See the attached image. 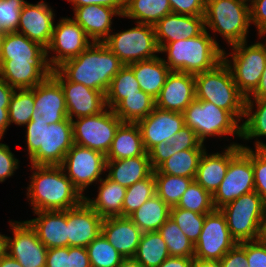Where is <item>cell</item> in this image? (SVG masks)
I'll list each match as a JSON object with an SVG mask.
<instances>
[{"instance_id":"6da1fadb","label":"cell","mask_w":266,"mask_h":267,"mask_svg":"<svg viewBox=\"0 0 266 267\" xmlns=\"http://www.w3.org/2000/svg\"><path fill=\"white\" fill-rule=\"evenodd\" d=\"M123 66L103 42H92L77 57L64 61L56 69L68 81L81 83L106 95L112 79Z\"/></svg>"},{"instance_id":"7a4b0ae2","label":"cell","mask_w":266,"mask_h":267,"mask_svg":"<svg viewBox=\"0 0 266 267\" xmlns=\"http://www.w3.org/2000/svg\"><path fill=\"white\" fill-rule=\"evenodd\" d=\"M27 197L33 212L68 210L78 206L85 196L72 185L61 166L31 165Z\"/></svg>"},{"instance_id":"3957f363","label":"cell","mask_w":266,"mask_h":267,"mask_svg":"<svg viewBox=\"0 0 266 267\" xmlns=\"http://www.w3.org/2000/svg\"><path fill=\"white\" fill-rule=\"evenodd\" d=\"M205 29L196 37L162 45L160 53L167 52V61L171 71L198 74L214 69L223 61V49Z\"/></svg>"},{"instance_id":"277c9868","label":"cell","mask_w":266,"mask_h":267,"mask_svg":"<svg viewBox=\"0 0 266 267\" xmlns=\"http://www.w3.org/2000/svg\"><path fill=\"white\" fill-rule=\"evenodd\" d=\"M26 131V149L31 165L60 166L74 144L73 125L69 118L49 125L29 122Z\"/></svg>"},{"instance_id":"5b68a950","label":"cell","mask_w":266,"mask_h":267,"mask_svg":"<svg viewBox=\"0 0 266 267\" xmlns=\"http://www.w3.org/2000/svg\"><path fill=\"white\" fill-rule=\"evenodd\" d=\"M196 99L229 111L238 121L245 116L246 97L238 90L224 61L214 69L195 74Z\"/></svg>"},{"instance_id":"8992f818","label":"cell","mask_w":266,"mask_h":267,"mask_svg":"<svg viewBox=\"0 0 266 267\" xmlns=\"http://www.w3.org/2000/svg\"><path fill=\"white\" fill-rule=\"evenodd\" d=\"M206 26L221 34L229 46L246 41L250 26V4L240 0H206Z\"/></svg>"},{"instance_id":"52a82bcc","label":"cell","mask_w":266,"mask_h":267,"mask_svg":"<svg viewBox=\"0 0 266 267\" xmlns=\"http://www.w3.org/2000/svg\"><path fill=\"white\" fill-rule=\"evenodd\" d=\"M220 210L225 215L231 237L237 243L260 239L266 219V203L256 191L241 195Z\"/></svg>"},{"instance_id":"ba28073f","label":"cell","mask_w":266,"mask_h":267,"mask_svg":"<svg viewBox=\"0 0 266 267\" xmlns=\"http://www.w3.org/2000/svg\"><path fill=\"white\" fill-rule=\"evenodd\" d=\"M185 126L204 143L206 137L236 135L241 138V124L227 110L213 103L194 99L183 112Z\"/></svg>"},{"instance_id":"9c48e42d","label":"cell","mask_w":266,"mask_h":267,"mask_svg":"<svg viewBox=\"0 0 266 267\" xmlns=\"http://www.w3.org/2000/svg\"><path fill=\"white\" fill-rule=\"evenodd\" d=\"M231 47L232 53L223 50V61L229 67L238 90L248 97L258 86L266 66V42L247 46V41H244Z\"/></svg>"},{"instance_id":"30bf717a","label":"cell","mask_w":266,"mask_h":267,"mask_svg":"<svg viewBox=\"0 0 266 267\" xmlns=\"http://www.w3.org/2000/svg\"><path fill=\"white\" fill-rule=\"evenodd\" d=\"M103 43L124 65L157 57L159 52L155 29L152 25L137 23V26L110 34Z\"/></svg>"},{"instance_id":"8fae6325","label":"cell","mask_w":266,"mask_h":267,"mask_svg":"<svg viewBox=\"0 0 266 267\" xmlns=\"http://www.w3.org/2000/svg\"><path fill=\"white\" fill-rule=\"evenodd\" d=\"M122 123L113 109L108 107L99 114L77 118L76 121L72 120L73 142L107 155Z\"/></svg>"},{"instance_id":"7c38bea8","label":"cell","mask_w":266,"mask_h":267,"mask_svg":"<svg viewBox=\"0 0 266 267\" xmlns=\"http://www.w3.org/2000/svg\"><path fill=\"white\" fill-rule=\"evenodd\" d=\"M242 149L230 160L226 175L213 194L215 209L254 191L252 148L241 144Z\"/></svg>"},{"instance_id":"4fadbf2b","label":"cell","mask_w":266,"mask_h":267,"mask_svg":"<svg viewBox=\"0 0 266 267\" xmlns=\"http://www.w3.org/2000/svg\"><path fill=\"white\" fill-rule=\"evenodd\" d=\"M71 180L72 185L84 196L83 192L106 172V155L102 152L73 144L65 154L60 165Z\"/></svg>"},{"instance_id":"5bb4252c","label":"cell","mask_w":266,"mask_h":267,"mask_svg":"<svg viewBox=\"0 0 266 267\" xmlns=\"http://www.w3.org/2000/svg\"><path fill=\"white\" fill-rule=\"evenodd\" d=\"M237 242L231 237L225 215L220 209L206 214L203 228L194 244V258L220 261Z\"/></svg>"},{"instance_id":"9a60e30c","label":"cell","mask_w":266,"mask_h":267,"mask_svg":"<svg viewBox=\"0 0 266 267\" xmlns=\"http://www.w3.org/2000/svg\"><path fill=\"white\" fill-rule=\"evenodd\" d=\"M92 42L83 28L73 18L60 19L54 25L50 45L46 48L50 67L56 69L64 61L77 57ZM50 50L54 51L56 55L53 54L49 59Z\"/></svg>"},{"instance_id":"2e32d148","label":"cell","mask_w":266,"mask_h":267,"mask_svg":"<svg viewBox=\"0 0 266 267\" xmlns=\"http://www.w3.org/2000/svg\"><path fill=\"white\" fill-rule=\"evenodd\" d=\"M14 237H7V254L22 267H45L48 248L27 221H10Z\"/></svg>"},{"instance_id":"e0dca14e","label":"cell","mask_w":266,"mask_h":267,"mask_svg":"<svg viewBox=\"0 0 266 267\" xmlns=\"http://www.w3.org/2000/svg\"><path fill=\"white\" fill-rule=\"evenodd\" d=\"M51 75L62 87L70 120H74V117L93 116L107 108L104 93L81 83L68 81L57 69H53Z\"/></svg>"},{"instance_id":"ac0fdd59","label":"cell","mask_w":266,"mask_h":267,"mask_svg":"<svg viewBox=\"0 0 266 267\" xmlns=\"http://www.w3.org/2000/svg\"><path fill=\"white\" fill-rule=\"evenodd\" d=\"M34 101L35 111L30 122L49 125L68 118L64 92L52 75L34 87Z\"/></svg>"},{"instance_id":"d6986e66","label":"cell","mask_w":266,"mask_h":267,"mask_svg":"<svg viewBox=\"0 0 266 267\" xmlns=\"http://www.w3.org/2000/svg\"><path fill=\"white\" fill-rule=\"evenodd\" d=\"M143 145L148 152L153 146L169 139L184 126V114L155 107L144 119L137 122Z\"/></svg>"},{"instance_id":"ffe728a7","label":"cell","mask_w":266,"mask_h":267,"mask_svg":"<svg viewBox=\"0 0 266 267\" xmlns=\"http://www.w3.org/2000/svg\"><path fill=\"white\" fill-rule=\"evenodd\" d=\"M53 12L52 8L42 0L37 4L26 2L20 11L17 32L47 48L55 25Z\"/></svg>"},{"instance_id":"44dd1931","label":"cell","mask_w":266,"mask_h":267,"mask_svg":"<svg viewBox=\"0 0 266 267\" xmlns=\"http://www.w3.org/2000/svg\"><path fill=\"white\" fill-rule=\"evenodd\" d=\"M195 98V75L171 71L155 99V107L183 113Z\"/></svg>"},{"instance_id":"7402d4cb","label":"cell","mask_w":266,"mask_h":267,"mask_svg":"<svg viewBox=\"0 0 266 267\" xmlns=\"http://www.w3.org/2000/svg\"><path fill=\"white\" fill-rule=\"evenodd\" d=\"M103 218L83 200L67 210L68 247H87L101 233Z\"/></svg>"},{"instance_id":"603a6c76","label":"cell","mask_w":266,"mask_h":267,"mask_svg":"<svg viewBox=\"0 0 266 267\" xmlns=\"http://www.w3.org/2000/svg\"><path fill=\"white\" fill-rule=\"evenodd\" d=\"M48 61L0 60V78L14 89H32L52 74Z\"/></svg>"},{"instance_id":"cb8c5ba5","label":"cell","mask_w":266,"mask_h":267,"mask_svg":"<svg viewBox=\"0 0 266 267\" xmlns=\"http://www.w3.org/2000/svg\"><path fill=\"white\" fill-rule=\"evenodd\" d=\"M155 35L158 47L167 43L190 39L205 30L204 16H189L169 13L155 25Z\"/></svg>"},{"instance_id":"d4e9b609","label":"cell","mask_w":266,"mask_h":267,"mask_svg":"<svg viewBox=\"0 0 266 267\" xmlns=\"http://www.w3.org/2000/svg\"><path fill=\"white\" fill-rule=\"evenodd\" d=\"M242 149L240 144H230L224 152L201 155L195 181L212 195L223 181L230 160Z\"/></svg>"},{"instance_id":"484cf974","label":"cell","mask_w":266,"mask_h":267,"mask_svg":"<svg viewBox=\"0 0 266 267\" xmlns=\"http://www.w3.org/2000/svg\"><path fill=\"white\" fill-rule=\"evenodd\" d=\"M101 233L124 257H134L142 231L129 217L118 216L102 220Z\"/></svg>"},{"instance_id":"4316f807","label":"cell","mask_w":266,"mask_h":267,"mask_svg":"<svg viewBox=\"0 0 266 267\" xmlns=\"http://www.w3.org/2000/svg\"><path fill=\"white\" fill-rule=\"evenodd\" d=\"M34 214L38 217L26 221L48 249L68 247L67 210L38 211Z\"/></svg>"},{"instance_id":"83f0119b","label":"cell","mask_w":266,"mask_h":267,"mask_svg":"<svg viewBox=\"0 0 266 267\" xmlns=\"http://www.w3.org/2000/svg\"><path fill=\"white\" fill-rule=\"evenodd\" d=\"M122 17L114 8L87 5L74 8V20L93 42H103L112 31V17Z\"/></svg>"},{"instance_id":"f1b7e54d","label":"cell","mask_w":266,"mask_h":267,"mask_svg":"<svg viewBox=\"0 0 266 267\" xmlns=\"http://www.w3.org/2000/svg\"><path fill=\"white\" fill-rule=\"evenodd\" d=\"M48 61L47 50L41 44L18 32L1 34L0 60Z\"/></svg>"},{"instance_id":"f546056e","label":"cell","mask_w":266,"mask_h":267,"mask_svg":"<svg viewBox=\"0 0 266 267\" xmlns=\"http://www.w3.org/2000/svg\"><path fill=\"white\" fill-rule=\"evenodd\" d=\"M106 170L109 179L125 188L147 178L153 172L148 155L121 160H106Z\"/></svg>"},{"instance_id":"4dcf8cb0","label":"cell","mask_w":266,"mask_h":267,"mask_svg":"<svg viewBox=\"0 0 266 267\" xmlns=\"http://www.w3.org/2000/svg\"><path fill=\"white\" fill-rule=\"evenodd\" d=\"M128 66L133 70L141 90L149 94L153 99L159 96L166 78L171 72L163 58L159 56L131 63Z\"/></svg>"},{"instance_id":"1f68e13d","label":"cell","mask_w":266,"mask_h":267,"mask_svg":"<svg viewBox=\"0 0 266 267\" xmlns=\"http://www.w3.org/2000/svg\"><path fill=\"white\" fill-rule=\"evenodd\" d=\"M95 199L88 196L84 200L103 218L122 216L123 202L127 188L112 181L107 176L101 179Z\"/></svg>"},{"instance_id":"d6a6232c","label":"cell","mask_w":266,"mask_h":267,"mask_svg":"<svg viewBox=\"0 0 266 267\" xmlns=\"http://www.w3.org/2000/svg\"><path fill=\"white\" fill-rule=\"evenodd\" d=\"M141 155H148L146 152L141 132L137 123H122L112 141L106 160H121Z\"/></svg>"},{"instance_id":"836d02e7","label":"cell","mask_w":266,"mask_h":267,"mask_svg":"<svg viewBox=\"0 0 266 267\" xmlns=\"http://www.w3.org/2000/svg\"><path fill=\"white\" fill-rule=\"evenodd\" d=\"M169 217L170 207L157 194L129 216L142 232L158 231Z\"/></svg>"},{"instance_id":"e575fe53","label":"cell","mask_w":266,"mask_h":267,"mask_svg":"<svg viewBox=\"0 0 266 267\" xmlns=\"http://www.w3.org/2000/svg\"><path fill=\"white\" fill-rule=\"evenodd\" d=\"M171 12L169 0H124L122 17L136 19V23L154 26Z\"/></svg>"},{"instance_id":"d590c367","label":"cell","mask_w":266,"mask_h":267,"mask_svg":"<svg viewBox=\"0 0 266 267\" xmlns=\"http://www.w3.org/2000/svg\"><path fill=\"white\" fill-rule=\"evenodd\" d=\"M254 104L256 112L253 110ZM245 117L247 119L241 124V138L250 140L256 137L255 149H266L263 141H257L260 136L266 137V99H246Z\"/></svg>"},{"instance_id":"8d00e7d4","label":"cell","mask_w":266,"mask_h":267,"mask_svg":"<svg viewBox=\"0 0 266 267\" xmlns=\"http://www.w3.org/2000/svg\"><path fill=\"white\" fill-rule=\"evenodd\" d=\"M206 149H186L163 161L153 173H163L187 178L196 177L201 155Z\"/></svg>"},{"instance_id":"74e56055","label":"cell","mask_w":266,"mask_h":267,"mask_svg":"<svg viewBox=\"0 0 266 267\" xmlns=\"http://www.w3.org/2000/svg\"><path fill=\"white\" fill-rule=\"evenodd\" d=\"M166 242L158 231L143 232L134 258L144 267H159L168 257Z\"/></svg>"},{"instance_id":"f35d334b","label":"cell","mask_w":266,"mask_h":267,"mask_svg":"<svg viewBox=\"0 0 266 267\" xmlns=\"http://www.w3.org/2000/svg\"><path fill=\"white\" fill-rule=\"evenodd\" d=\"M154 108L155 99L141 90L123 99L113 111L123 123H137L147 117Z\"/></svg>"},{"instance_id":"ab89813d","label":"cell","mask_w":266,"mask_h":267,"mask_svg":"<svg viewBox=\"0 0 266 267\" xmlns=\"http://www.w3.org/2000/svg\"><path fill=\"white\" fill-rule=\"evenodd\" d=\"M139 91L141 88L133 70L128 65H124L111 81L105 95L106 106L114 109L123 99L129 95L137 94Z\"/></svg>"},{"instance_id":"60d3db41","label":"cell","mask_w":266,"mask_h":267,"mask_svg":"<svg viewBox=\"0 0 266 267\" xmlns=\"http://www.w3.org/2000/svg\"><path fill=\"white\" fill-rule=\"evenodd\" d=\"M155 192L169 206H176L194 178L154 173Z\"/></svg>"},{"instance_id":"b9f144b4","label":"cell","mask_w":266,"mask_h":267,"mask_svg":"<svg viewBox=\"0 0 266 267\" xmlns=\"http://www.w3.org/2000/svg\"><path fill=\"white\" fill-rule=\"evenodd\" d=\"M158 232L166 242L170 256L194 257V243L184 234L173 219L169 217Z\"/></svg>"},{"instance_id":"7bdbcfd3","label":"cell","mask_w":266,"mask_h":267,"mask_svg":"<svg viewBox=\"0 0 266 267\" xmlns=\"http://www.w3.org/2000/svg\"><path fill=\"white\" fill-rule=\"evenodd\" d=\"M17 91L14 90L9 102V124L26 126L35 111L34 88L17 89Z\"/></svg>"},{"instance_id":"ee69618b","label":"cell","mask_w":266,"mask_h":267,"mask_svg":"<svg viewBox=\"0 0 266 267\" xmlns=\"http://www.w3.org/2000/svg\"><path fill=\"white\" fill-rule=\"evenodd\" d=\"M91 267H117L124 258L100 233L86 247Z\"/></svg>"},{"instance_id":"f6af8a7d","label":"cell","mask_w":266,"mask_h":267,"mask_svg":"<svg viewBox=\"0 0 266 267\" xmlns=\"http://www.w3.org/2000/svg\"><path fill=\"white\" fill-rule=\"evenodd\" d=\"M155 194V178L152 172L147 178L127 188L123 202L122 216L129 217Z\"/></svg>"},{"instance_id":"bcb514c9","label":"cell","mask_w":266,"mask_h":267,"mask_svg":"<svg viewBox=\"0 0 266 267\" xmlns=\"http://www.w3.org/2000/svg\"><path fill=\"white\" fill-rule=\"evenodd\" d=\"M175 207L194 211L199 214H208L215 210L213 195L195 180L189 185Z\"/></svg>"},{"instance_id":"7dc6e473","label":"cell","mask_w":266,"mask_h":267,"mask_svg":"<svg viewBox=\"0 0 266 267\" xmlns=\"http://www.w3.org/2000/svg\"><path fill=\"white\" fill-rule=\"evenodd\" d=\"M206 214L170 207V218L180 227L184 234L195 244L200 236Z\"/></svg>"},{"instance_id":"c3c4849f","label":"cell","mask_w":266,"mask_h":267,"mask_svg":"<svg viewBox=\"0 0 266 267\" xmlns=\"http://www.w3.org/2000/svg\"><path fill=\"white\" fill-rule=\"evenodd\" d=\"M25 0H0V34L17 32Z\"/></svg>"},{"instance_id":"681fc988","label":"cell","mask_w":266,"mask_h":267,"mask_svg":"<svg viewBox=\"0 0 266 267\" xmlns=\"http://www.w3.org/2000/svg\"><path fill=\"white\" fill-rule=\"evenodd\" d=\"M252 166L254 191H256L266 203V149L252 150Z\"/></svg>"},{"instance_id":"f907efd6","label":"cell","mask_w":266,"mask_h":267,"mask_svg":"<svg viewBox=\"0 0 266 267\" xmlns=\"http://www.w3.org/2000/svg\"><path fill=\"white\" fill-rule=\"evenodd\" d=\"M176 153L186 149H205L204 144L198 139L196 133L188 126H184L168 141Z\"/></svg>"},{"instance_id":"816d5d0a","label":"cell","mask_w":266,"mask_h":267,"mask_svg":"<svg viewBox=\"0 0 266 267\" xmlns=\"http://www.w3.org/2000/svg\"><path fill=\"white\" fill-rule=\"evenodd\" d=\"M247 267H266V245L261 239L245 241Z\"/></svg>"},{"instance_id":"f5cc1de1","label":"cell","mask_w":266,"mask_h":267,"mask_svg":"<svg viewBox=\"0 0 266 267\" xmlns=\"http://www.w3.org/2000/svg\"><path fill=\"white\" fill-rule=\"evenodd\" d=\"M173 13L204 16L206 0H169Z\"/></svg>"},{"instance_id":"db71d44e","label":"cell","mask_w":266,"mask_h":267,"mask_svg":"<svg viewBox=\"0 0 266 267\" xmlns=\"http://www.w3.org/2000/svg\"><path fill=\"white\" fill-rule=\"evenodd\" d=\"M19 160L14 157L8 145L0 143V182L13 176L19 167Z\"/></svg>"},{"instance_id":"11a10c76","label":"cell","mask_w":266,"mask_h":267,"mask_svg":"<svg viewBox=\"0 0 266 267\" xmlns=\"http://www.w3.org/2000/svg\"><path fill=\"white\" fill-rule=\"evenodd\" d=\"M247 263L245 242L237 243L220 259L222 267H247Z\"/></svg>"},{"instance_id":"9f6ffc18","label":"cell","mask_w":266,"mask_h":267,"mask_svg":"<svg viewBox=\"0 0 266 267\" xmlns=\"http://www.w3.org/2000/svg\"><path fill=\"white\" fill-rule=\"evenodd\" d=\"M250 23L258 28L261 38L266 34V0H254L250 4Z\"/></svg>"},{"instance_id":"6f0895ef","label":"cell","mask_w":266,"mask_h":267,"mask_svg":"<svg viewBox=\"0 0 266 267\" xmlns=\"http://www.w3.org/2000/svg\"><path fill=\"white\" fill-rule=\"evenodd\" d=\"M150 164L155 170L163 161L176 153V150L169 142L162 141L160 144L153 146L148 152Z\"/></svg>"},{"instance_id":"680465c9","label":"cell","mask_w":266,"mask_h":267,"mask_svg":"<svg viewBox=\"0 0 266 267\" xmlns=\"http://www.w3.org/2000/svg\"><path fill=\"white\" fill-rule=\"evenodd\" d=\"M45 267H69V247L48 249Z\"/></svg>"},{"instance_id":"91938a15","label":"cell","mask_w":266,"mask_h":267,"mask_svg":"<svg viewBox=\"0 0 266 267\" xmlns=\"http://www.w3.org/2000/svg\"><path fill=\"white\" fill-rule=\"evenodd\" d=\"M69 267H91L86 247H69Z\"/></svg>"},{"instance_id":"94428289","label":"cell","mask_w":266,"mask_h":267,"mask_svg":"<svg viewBox=\"0 0 266 267\" xmlns=\"http://www.w3.org/2000/svg\"><path fill=\"white\" fill-rule=\"evenodd\" d=\"M72 3L74 8L87 5H101L109 8H114L121 16L124 12V0H67Z\"/></svg>"},{"instance_id":"6125c7cd","label":"cell","mask_w":266,"mask_h":267,"mask_svg":"<svg viewBox=\"0 0 266 267\" xmlns=\"http://www.w3.org/2000/svg\"><path fill=\"white\" fill-rule=\"evenodd\" d=\"M193 258L169 256L159 267H191Z\"/></svg>"},{"instance_id":"be15d7a7","label":"cell","mask_w":266,"mask_h":267,"mask_svg":"<svg viewBox=\"0 0 266 267\" xmlns=\"http://www.w3.org/2000/svg\"><path fill=\"white\" fill-rule=\"evenodd\" d=\"M14 88L0 78V108H8Z\"/></svg>"},{"instance_id":"e7e4bbea","label":"cell","mask_w":266,"mask_h":267,"mask_svg":"<svg viewBox=\"0 0 266 267\" xmlns=\"http://www.w3.org/2000/svg\"><path fill=\"white\" fill-rule=\"evenodd\" d=\"M266 99V66L256 89L246 99Z\"/></svg>"},{"instance_id":"03108f58","label":"cell","mask_w":266,"mask_h":267,"mask_svg":"<svg viewBox=\"0 0 266 267\" xmlns=\"http://www.w3.org/2000/svg\"><path fill=\"white\" fill-rule=\"evenodd\" d=\"M8 108H0V140H2L4 133L9 127Z\"/></svg>"},{"instance_id":"003e7915","label":"cell","mask_w":266,"mask_h":267,"mask_svg":"<svg viewBox=\"0 0 266 267\" xmlns=\"http://www.w3.org/2000/svg\"><path fill=\"white\" fill-rule=\"evenodd\" d=\"M191 267H222L220 261L202 260L193 258Z\"/></svg>"},{"instance_id":"a7ac6f4b","label":"cell","mask_w":266,"mask_h":267,"mask_svg":"<svg viewBox=\"0 0 266 267\" xmlns=\"http://www.w3.org/2000/svg\"><path fill=\"white\" fill-rule=\"evenodd\" d=\"M0 267H22V265L8 254L0 258Z\"/></svg>"},{"instance_id":"89a4df30","label":"cell","mask_w":266,"mask_h":267,"mask_svg":"<svg viewBox=\"0 0 266 267\" xmlns=\"http://www.w3.org/2000/svg\"><path fill=\"white\" fill-rule=\"evenodd\" d=\"M117 267H144L134 257L123 258Z\"/></svg>"},{"instance_id":"2644e50d","label":"cell","mask_w":266,"mask_h":267,"mask_svg":"<svg viewBox=\"0 0 266 267\" xmlns=\"http://www.w3.org/2000/svg\"><path fill=\"white\" fill-rule=\"evenodd\" d=\"M7 237L0 234V258L7 254Z\"/></svg>"},{"instance_id":"8c879c8a","label":"cell","mask_w":266,"mask_h":267,"mask_svg":"<svg viewBox=\"0 0 266 267\" xmlns=\"http://www.w3.org/2000/svg\"><path fill=\"white\" fill-rule=\"evenodd\" d=\"M260 239L266 245V219L264 220V223L262 225Z\"/></svg>"},{"instance_id":"753ad0ef","label":"cell","mask_w":266,"mask_h":267,"mask_svg":"<svg viewBox=\"0 0 266 267\" xmlns=\"http://www.w3.org/2000/svg\"><path fill=\"white\" fill-rule=\"evenodd\" d=\"M240 1H243V2H245L247 4H249L248 2H250V4H251L254 0H240Z\"/></svg>"}]
</instances>
